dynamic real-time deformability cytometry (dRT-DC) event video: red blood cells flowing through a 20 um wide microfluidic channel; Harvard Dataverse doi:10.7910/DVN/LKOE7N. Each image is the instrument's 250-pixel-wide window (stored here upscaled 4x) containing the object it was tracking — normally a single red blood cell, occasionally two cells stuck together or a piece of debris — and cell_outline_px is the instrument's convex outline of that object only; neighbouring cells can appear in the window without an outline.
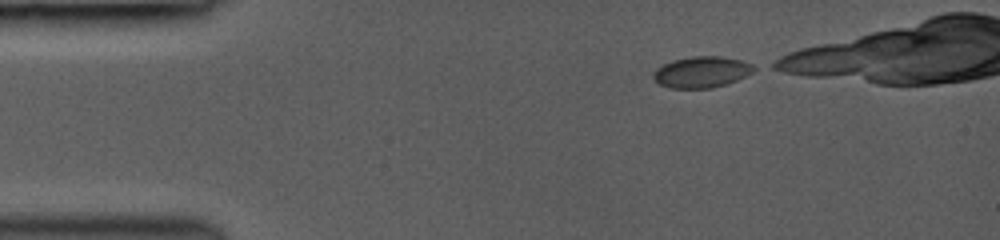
{"species": "common noctule bat (a hibernating species)", "species_latin": "Nyctalus noctula", "temperature_condition": "room temperature", "stored_images_in_passage": 37, "camera_frame_rate_fps": 3000, "um_per_image_px": 0.085, "animal": {"sex": "female", "body_mass_g": 19.0, "forearm_length_mm": 53.3}, "frame": {"image": 1, "passage_image": 1, "time_ms": 0.0, "image_size_px": [1000, 240], "cell_outline_px": [[760, 68], [736, 80], [712, 88], [668, 88], [652, 80], [652, 72], [656, 68], [672, 60], [692, 56], [720, 56], [740, 60], [752, 64]], "centroid_in_image_um": [59.6, 6.12], "position_along_channel_um": 25.4, "area_um2": 18.38}}
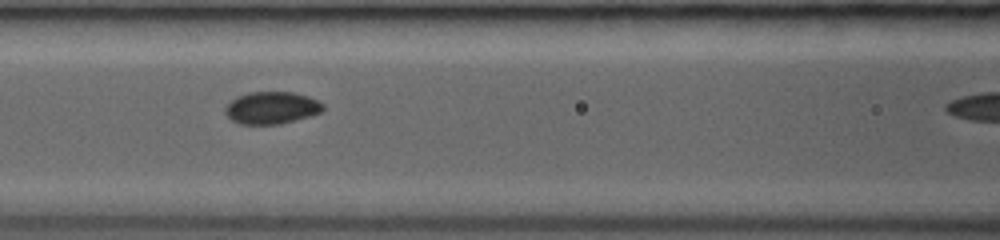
{"frame": {"image": 2, "passage_image": 21, "time_ms": 4.333, "image_size_px": [1000, 240], "cell_outline_px": [[324, 108], [320, 112], [308, 116], [280, 124], [240, 124], [232, 120], [224, 112], [224, 108], [236, 96], [248, 92], [292, 92], [308, 96], [324, 104]], "centroid_in_image_um": [23.06, 9.16], "position_along_channel_um": 143.5, "area_um2": 18.26}}
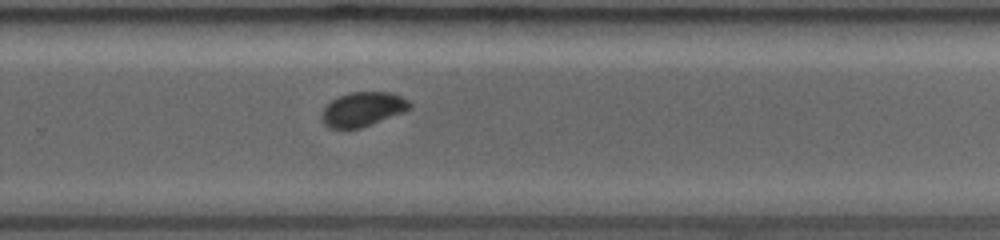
{"frame": {"image": 3, "passage_image": 35, "time_ms": 8.0, "image_size_px": [1000, 240], "cell_outline_px": [[412, 108], [404, 112], [360, 128], [328, 128], [320, 120], [320, 112], [336, 96], [348, 92], [392, 92], [408, 100], [412, 104]], "centroid_in_image_um": [30.81, 9.27], "position_along_channel_um": 299.0, "area_um2": 17.8}}